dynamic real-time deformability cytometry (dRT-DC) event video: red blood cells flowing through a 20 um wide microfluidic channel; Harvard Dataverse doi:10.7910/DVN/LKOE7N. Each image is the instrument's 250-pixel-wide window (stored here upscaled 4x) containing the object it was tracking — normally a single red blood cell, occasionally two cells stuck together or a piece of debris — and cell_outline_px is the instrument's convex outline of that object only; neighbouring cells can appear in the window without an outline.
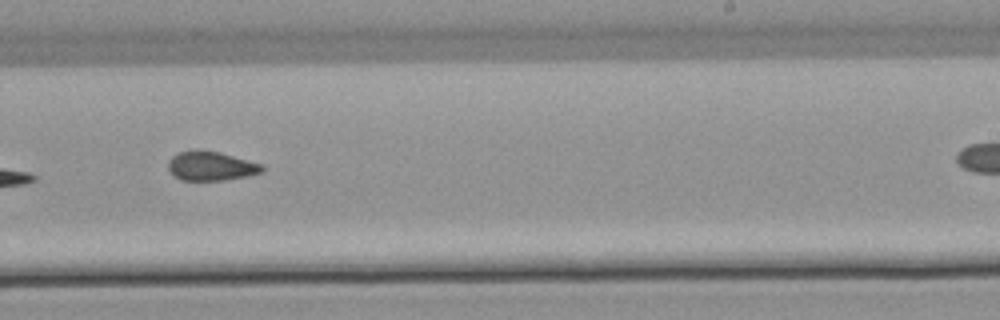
{"species": "common noctule bat (a hibernating species)", "species_latin": "Nyctalus noctula", "temperature_condition": "warm", "stored_images_in_passage": 13, "camera_frame_rate_fps": 3000, "um_per_image_px": 0.085, "animal": {"sex": "male", "body_mass_g": 21.5, "forearm_length_mm": 52.0}, "frame": {"image": 1, "passage_image": 10, "time_ms": 12.333, "image_size_px": [1000, 320], "cell_outline_px": [[264, 168], [260, 172], [244, 176], [224, 180], [180, 180], [168, 168], [168, 160], [172, 156], [180, 152], [220, 152], [260, 164]], "centroid_in_image_um": [17.91, 14.14], "position_along_channel_um": 271.1, "area_um2": 15.2}}